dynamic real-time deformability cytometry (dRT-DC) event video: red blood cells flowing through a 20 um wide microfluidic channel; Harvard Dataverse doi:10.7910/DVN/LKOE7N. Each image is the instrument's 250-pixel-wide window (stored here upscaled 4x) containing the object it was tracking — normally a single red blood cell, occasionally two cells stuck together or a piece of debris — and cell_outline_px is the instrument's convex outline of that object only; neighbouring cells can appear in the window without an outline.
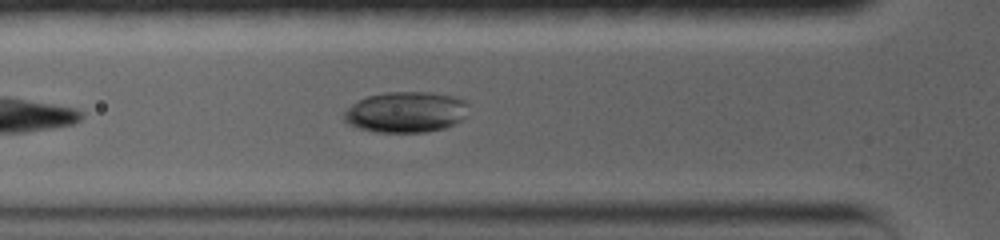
{"species": "common noctule bat (a hibernating species)", "species_latin": "Nyctalus noctula", "temperature_condition": "warm", "stored_images_in_passage": 12, "camera_frame_rate_fps": 5000, "um_per_image_px": 0.085, "animal": {"sex": "female", "body_mass_g": 19.0, "forearm_length_mm": 56.7}, "frame": {"image": 1, "passage_image": 3, "time_ms": 0.6, "image_size_px": [1000, 240], "cell_outline_px": [[468, 104], [464, 116], [460, 120], [444, 128], [424, 132], [376, 132], [356, 128], [348, 124], [344, 120], [344, 112], [352, 104], [368, 96], [388, 92], [428, 92], [452, 96], [464, 100]], "centroid_in_image_um": [34.46, 9.53], "position_along_channel_um": 91.3, "area_um2": 29.36}}
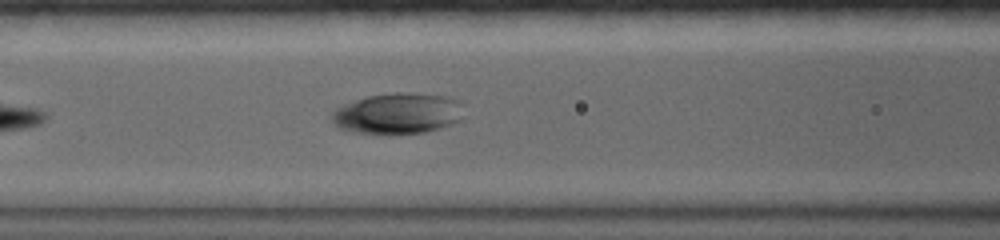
{"frame": {"image": 2, "passage_image": 7, "time_ms": 1.8, "image_size_px": [1000, 240], "cell_outline_px": [[464, 120], [440, 128], [424, 132], [388, 136], [348, 132], [336, 128], [332, 120], [332, 112], [336, 108], [344, 104], [368, 96], [392, 92], [404, 92], [444, 96], [456, 100], [460, 104]], "centroid_in_image_um": [33.76, 9.69], "position_along_channel_um": 132.8, "area_um2": 32.19}}
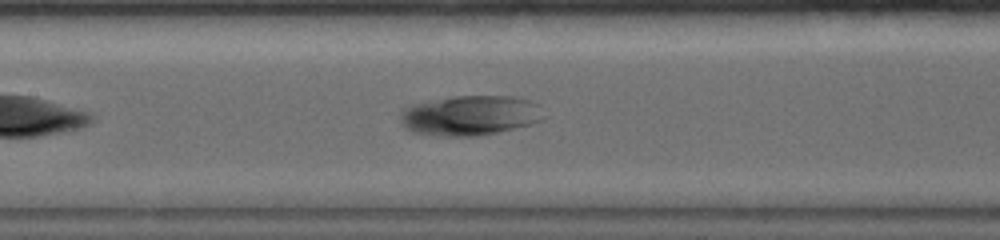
{"frame": {"image": 3, "passage_image": 9, "time_ms": 2.8, "image_size_px": [1000, 240], "cell_outline_px": [[540, 120], [532, 124], [480, 136], [444, 136], [412, 132], [404, 128], [400, 124], [400, 112], [404, 108], [412, 104], [452, 96], [512, 96], [528, 100], [536, 104]], "centroid_in_image_um": [39.84, 9.82], "position_along_channel_um": 167.6, "area_um2": 33.12}}